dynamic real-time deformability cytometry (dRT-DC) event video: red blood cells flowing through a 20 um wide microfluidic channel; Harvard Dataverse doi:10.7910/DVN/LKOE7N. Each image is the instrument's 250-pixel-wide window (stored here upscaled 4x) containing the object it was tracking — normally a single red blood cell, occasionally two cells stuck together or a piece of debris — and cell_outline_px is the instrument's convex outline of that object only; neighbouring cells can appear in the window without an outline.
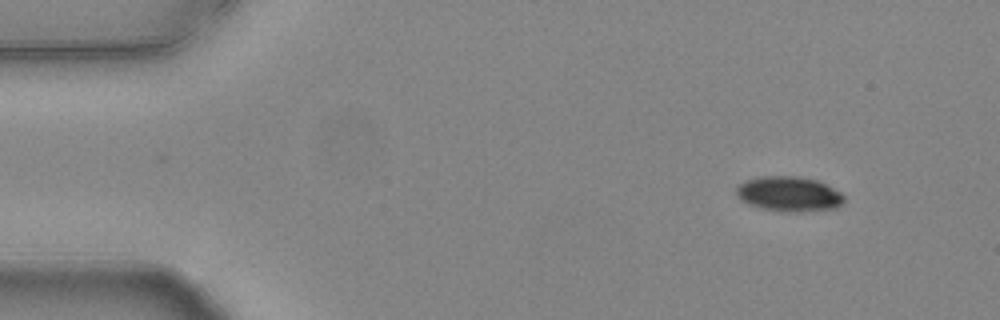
{"species": "common noctule bat (a hibernating species)", "species_latin": "Nyctalus noctula", "temperature_condition": "warm", "stored_images_in_passage": 50, "camera_frame_rate_fps": 3000, "um_per_image_px": 0.085, "animal": {"sex": "female", "body_mass_g": 24.6, "forearm_length_mm": 56.2}, "frame": {"image": 1, "passage_image": 1, "time_ms": 0.0, "image_size_px": [1000, 320], "cell_outline_px": [[844, 200], [836, 208], [800, 212], [788, 212], [760, 208], [748, 204], [740, 200], [736, 196], [736, 188], [740, 184], [748, 180], [760, 176], [796, 176], [820, 180], [840, 192], [844, 196]], "centroid_in_image_um": [67.06, 16.49], "position_along_channel_um": 17.9, "area_um2": 22.08}}
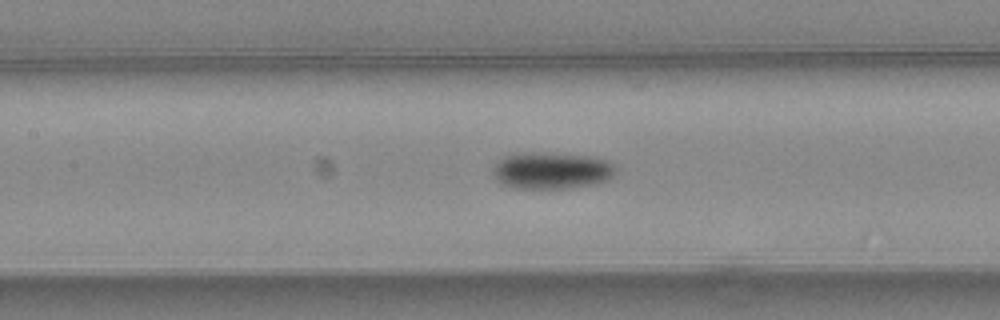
{"frame": {"image": 2, "passage_image": 20, "time_ms": 6.333, "image_size_px": [1000, 320], "cell_outline_px": [[616, 172], [608, 180], [596, 184], [572, 188], [516, 188], [500, 184], [496, 180], [492, 172], [492, 168], [504, 156], [516, 152], [532, 152], [592, 156], [604, 160], [612, 164], [616, 168]], "centroid_in_image_um": [46.86, 14.5], "position_along_channel_um": 160.5, "area_um2": 26.53}}
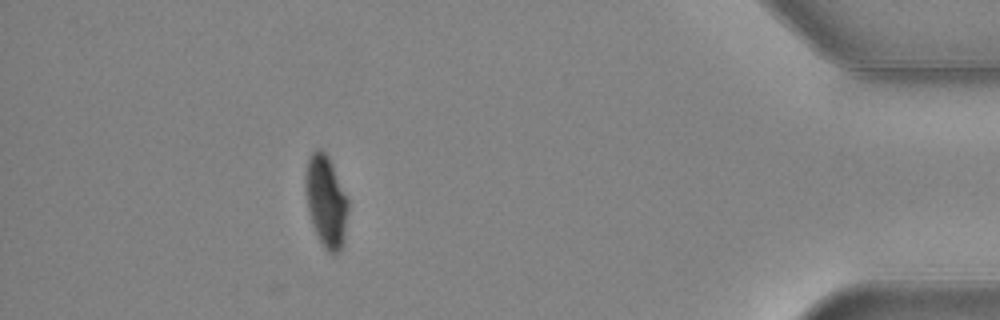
{"frame": {"image": 3, "passage_image": 44, "time_ms": 14.333, "image_size_px": [1000, 320], "cell_outline_px": [[348, 212], [344, 240], [340, 252], [332, 256], [324, 248], [316, 232], [308, 212], [304, 188], [304, 172], [308, 156], [316, 148], [320, 148], [328, 156], [332, 164], [348, 200]], "centroid_in_image_um": [27.69, 17.1], "position_along_channel_um": 407.5, "area_um2": 23.12}, "authors_computed_cell_mechanics": {"area_um2": 24.2182, "velocity_mm_per_s": 3.7901, "shape_relaxation_time_tau1_ms": 4.1931, "shape_relaxation_time_tau2_ms": null, "deformation_change_tau1": 0.1314, "deformation_change_tau2": null}}